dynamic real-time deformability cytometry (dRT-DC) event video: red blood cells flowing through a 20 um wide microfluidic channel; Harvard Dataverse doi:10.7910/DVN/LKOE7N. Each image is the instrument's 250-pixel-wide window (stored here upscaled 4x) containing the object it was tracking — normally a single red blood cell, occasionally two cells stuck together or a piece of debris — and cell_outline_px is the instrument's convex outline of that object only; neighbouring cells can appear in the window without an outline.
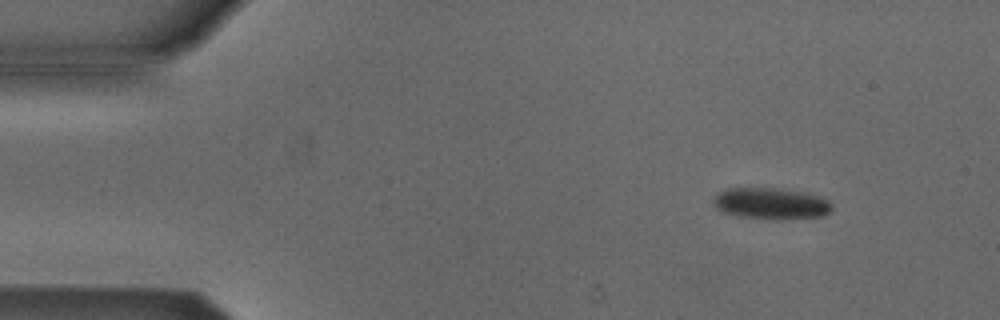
{"species": "Egyptian fruit bat (a non-hibernating species)", "species_latin": "Rousettus aegyptiacus", "temperature_condition": "cold", "stored_images_in_passage": 6, "camera_frame_rate_fps": 3000, "um_per_image_px": 0.085, "animal": {"sex": "male"}, "frame": {"image": 1, "passage_image": 1, "time_ms": 0.0, "image_size_px": [1000, 320], "cell_outline_px": [[832, 212], [824, 216], [780, 220], [776, 220], [736, 216], [724, 212], [716, 208], [712, 204], [712, 196], [716, 192], [724, 188], [776, 188], [824, 196], [832, 204]], "centroid_in_image_um": [65.52, 17.3], "position_along_channel_um": 19.5, "area_um2": 22.31}}
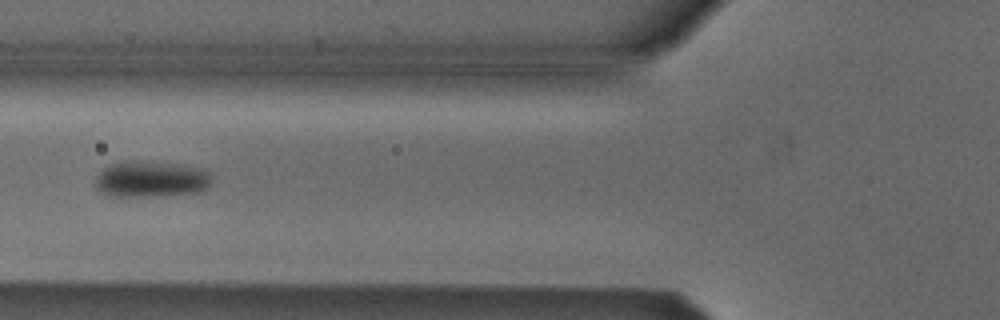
{"frame": {"image": 2, "passage_image": 5, "time_ms": 4.667, "image_size_px": [1000, 320], "cell_outline_px": [[208, 188], [200, 192], [164, 196], [108, 196], [100, 192], [96, 188], [96, 176], [108, 164], [128, 160], [148, 160], [184, 164], [200, 168], [208, 172]], "centroid_in_image_um": [12.8, 15.21], "position_along_channel_um": 113.0, "area_um2": 25.03}}